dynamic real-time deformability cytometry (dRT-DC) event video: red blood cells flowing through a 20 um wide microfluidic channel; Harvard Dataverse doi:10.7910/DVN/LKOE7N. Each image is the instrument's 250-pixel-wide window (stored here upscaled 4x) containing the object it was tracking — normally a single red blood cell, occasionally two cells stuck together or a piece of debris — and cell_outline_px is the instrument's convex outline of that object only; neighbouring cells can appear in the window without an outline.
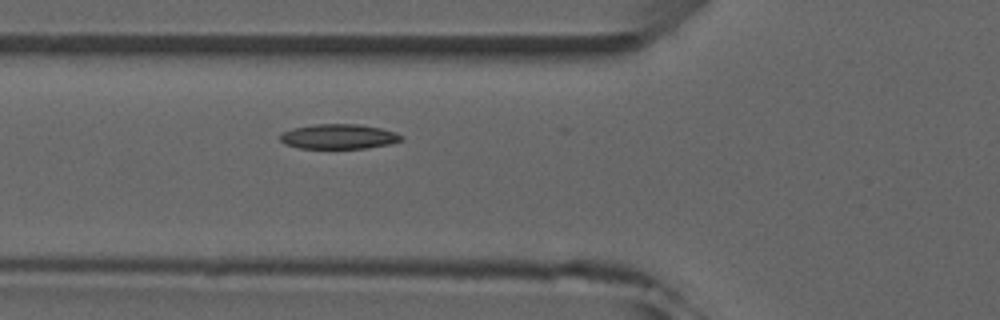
{"species": "common noctule bat (a hibernating species)", "species_latin": "Nyctalus noctula", "temperature_condition": "room temperature", "stored_images_in_passage": 7, "camera_frame_rate_fps": 3000, "um_per_image_px": 0.085, "animal": {"sex": "male", "forearm_length_mm": 52.5}, "frame": {"image": 1, "passage_image": 7, "time_ms": 8.333, "image_size_px": [1000, 320], "cell_outline_px": [[404, 140], [388, 144], [368, 148], [300, 148], [284, 144], [280, 140], [280, 132], [292, 128], [316, 124], [360, 124], [380, 128], [396, 132], [404, 136]], "centroid_in_image_um": [28.79, 11.6], "position_along_channel_um": 97.0, "area_um2": 17.69}}